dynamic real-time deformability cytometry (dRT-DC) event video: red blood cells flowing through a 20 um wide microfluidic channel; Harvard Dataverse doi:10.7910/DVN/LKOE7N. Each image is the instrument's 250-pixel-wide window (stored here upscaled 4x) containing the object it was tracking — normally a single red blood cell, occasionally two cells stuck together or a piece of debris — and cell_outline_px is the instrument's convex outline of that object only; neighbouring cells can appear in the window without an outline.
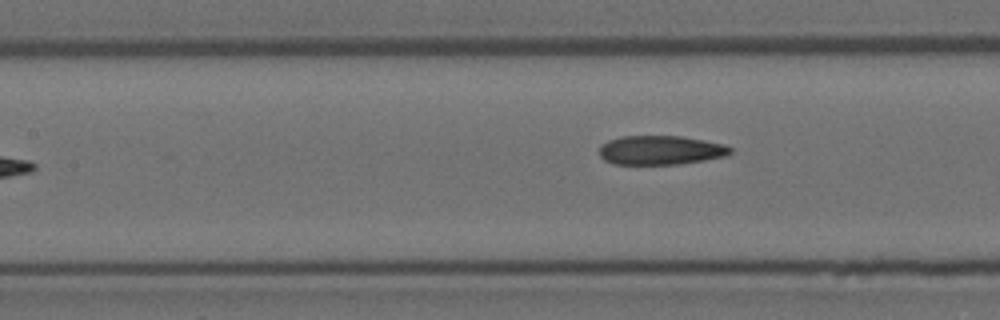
{"species": "Egyptian fruit bat (a non-hibernating species)", "species_latin": "Rousettus aegyptiacus", "temperature_condition": "room temperature", "stored_images_in_passage": 7, "camera_frame_rate_fps": 3000, "um_per_image_px": 0.085, "animal": {"sex": "female"}, "frame": {"image": 1, "passage_image": 7, "time_ms": 2.0, "image_size_px": [1000, 320], "cell_outline_px": [[732, 152], [728, 156], [680, 164], [616, 164], [604, 160], [600, 156], [600, 144], [608, 140], [620, 136], [680, 136], [704, 140], [724, 144], [732, 148]], "centroid_in_image_um": [56.16, 12.76], "position_along_channel_um": 151.2, "area_um2": 22.37}}